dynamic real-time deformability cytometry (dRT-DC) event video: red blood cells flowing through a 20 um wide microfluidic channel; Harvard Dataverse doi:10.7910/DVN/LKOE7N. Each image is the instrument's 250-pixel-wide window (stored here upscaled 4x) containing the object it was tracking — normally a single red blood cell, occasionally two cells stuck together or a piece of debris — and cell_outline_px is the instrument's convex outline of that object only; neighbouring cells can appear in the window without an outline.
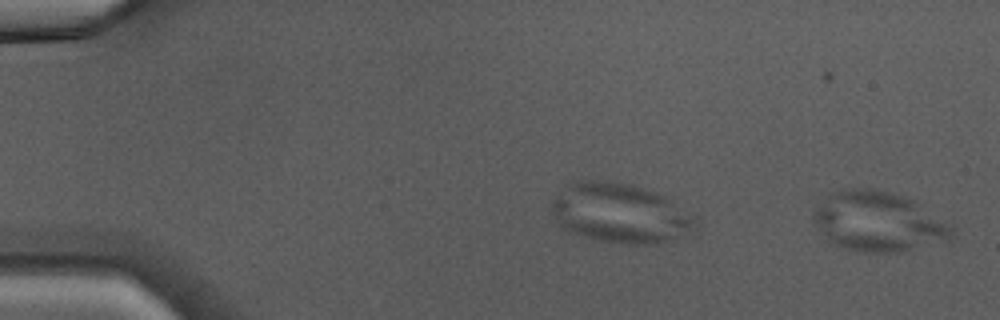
{"species": "Egyptian fruit bat (a non-hibernating species)", "species_latin": "Rousettus aegyptiacus", "temperature_condition": "warm", "stored_images_in_passage": 39, "camera_frame_rate_fps": 3000, "um_per_image_px": 0.085, "animal": {"sex": "male"}, "frame": {"image": 1, "passage_image": 1, "time_ms": 0.0, "image_size_px": [1000, 320], "cell_outline_px": [[952, 236], [904, 252], [856, 252], [832, 244], [828, 240], [816, 224], [812, 216], [812, 212], [828, 192], [844, 188], [876, 188], [916, 200], [948, 224], [952, 228]], "centroid_in_image_um": [74.57, 18.81], "position_along_channel_um": 10.4, "area_um2": 48.09}}